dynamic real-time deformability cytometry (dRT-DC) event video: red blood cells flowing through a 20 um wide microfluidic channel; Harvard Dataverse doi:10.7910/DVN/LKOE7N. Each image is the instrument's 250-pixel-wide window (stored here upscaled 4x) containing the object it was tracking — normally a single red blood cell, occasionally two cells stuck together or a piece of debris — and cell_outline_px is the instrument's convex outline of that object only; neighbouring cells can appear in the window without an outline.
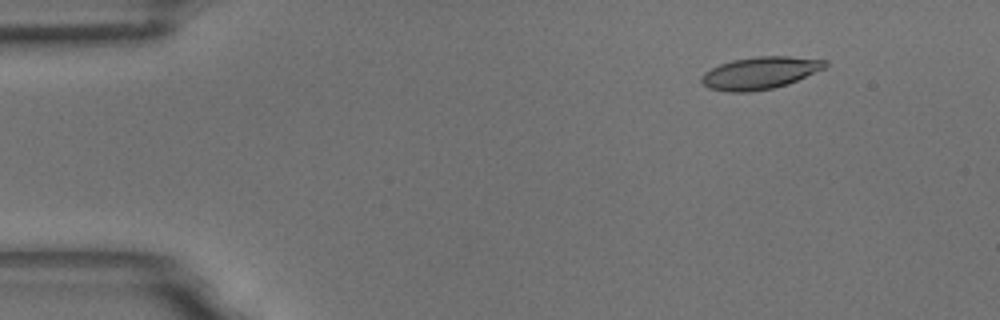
{"species": "common noctule bat (a hibernating species)", "species_latin": "Nyctalus noctula", "temperature_condition": "room temperature", "stored_images_in_passage": 6, "camera_frame_rate_fps": 3000, "um_per_image_px": 0.085, "animal": {"sex": "male", "body_mass_g": 18.8}, "frame": {"image": 1, "passage_image": 2, "time_ms": 0.333, "image_size_px": [1000, 320], "cell_outline_px": [[828, 64], [824, 68], [788, 84], [772, 88], [748, 92], [728, 92], [708, 88], [700, 80], [700, 76], [704, 72], [720, 64], [732, 60], [756, 56], [788, 56], [828, 60]], "centroid_in_image_um": [64.58, 6.2], "position_along_channel_um": 20.4, "area_um2": 23.24}}
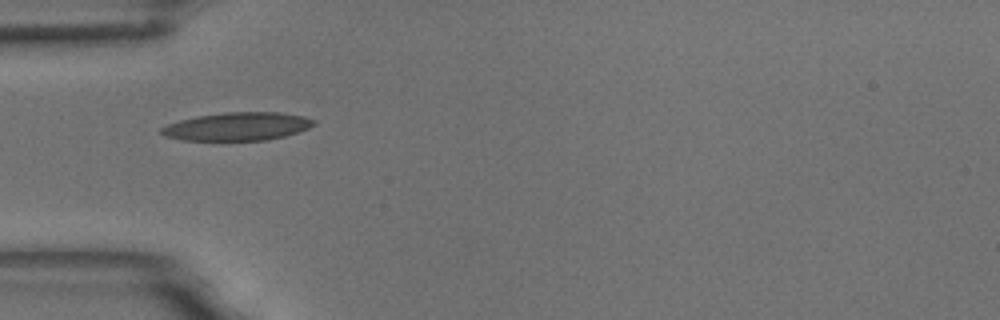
{"frame": {"image": 2, "passage_image": 5, "time_ms": 1.333, "image_size_px": [1000, 320], "cell_outline_px": [[316, 124], [308, 128], [284, 136], [268, 140], [180, 140], [164, 136], [160, 132], [160, 128], [168, 124], [180, 120], [196, 116], [224, 112], [280, 112], [304, 116], [316, 120]], "centroid_in_image_um": [20.17, 10.74], "position_along_channel_um": 64.8, "area_um2": 25.09}}